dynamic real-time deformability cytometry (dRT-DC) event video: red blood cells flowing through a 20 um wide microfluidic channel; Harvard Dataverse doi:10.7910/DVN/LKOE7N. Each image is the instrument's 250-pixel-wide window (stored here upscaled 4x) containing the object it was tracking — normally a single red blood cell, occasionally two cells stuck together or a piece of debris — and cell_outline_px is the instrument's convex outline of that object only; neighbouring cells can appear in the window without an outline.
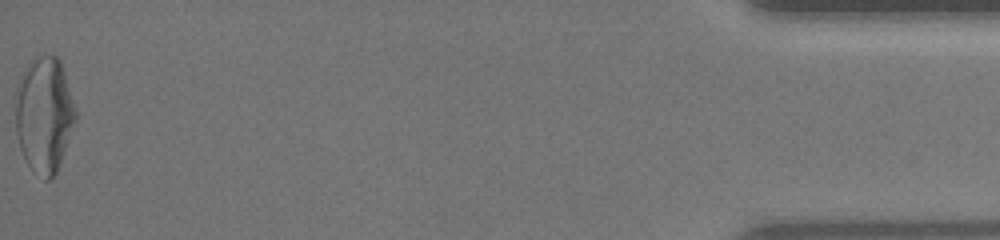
{"species": "human", "species_latin": "Homo sapiens", "temperature_condition": "warm", "stored_images_in_passage": 71, "camera_frame_rate_fps": 3000, "um_per_image_px": 0.085, "donor": {"sex": "female"}, "frame": {"image": 1, "passage_image": 71, "time_ms": 17.0, "image_size_px": [1000, 240], "cell_outline_px": [[76, 120], [56, 172], [48, 180], [44, 180], [32, 172], [20, 148], [16, 132], [16, 104], [20, 88], [24, 76], [28, 68], [40, 56], [56, 56], [60, 60], [76, 108]], "centroid_in_image_um": [3.8, 9.84], "position_along_channel_um": 431.4, "area_um2": 39.19}, "authors_computed_cell_mechanics": {"area_um2": 36.992, "velocity_mm_per_s": 3.906, "shape_relaxation_time_tau1_ms": 5.9912, "shape_relaxation_time_tau2_ms": null, "deformation_change_tau1": 0.1987, "deformation_change_tau2": null}}